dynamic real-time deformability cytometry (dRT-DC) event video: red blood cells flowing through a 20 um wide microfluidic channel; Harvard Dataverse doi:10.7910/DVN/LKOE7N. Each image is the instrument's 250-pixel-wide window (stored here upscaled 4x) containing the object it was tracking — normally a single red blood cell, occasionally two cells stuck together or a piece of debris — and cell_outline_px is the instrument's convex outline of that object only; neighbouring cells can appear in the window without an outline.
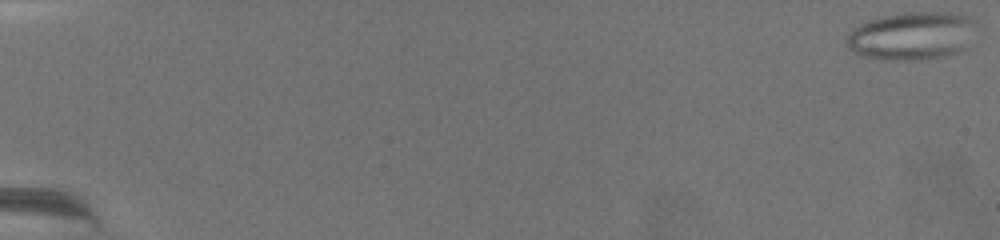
{"species": "common noctule bat (a hibernating species)", "species_latin": "Nyctalus noctula", "temperature_condition": "warm", "stored_images_in_passage": 74, "camera_frame_rate_fps": 3000, "um_per_image_px": 0.085, "animal": {"sex": "female", "body_mass_g": 19.5, "forearm_length_mm": 54.1}, "frame": {"image": 1, "passage_image": 1, "time_ms": 0.0, "image_size_px": [1000, 240], "cell_outline_px": [[976, 20], [964, 48], [960, 52], [944, 56], [908, 60], [892, 60], [860, 56], [848, 48], [848, 32], [860, 24], [868, 20], [884, 16], [904, 12], [948, 12], [968, 16]], "centroid_in_image_um": [77.47, 3.04], "position_along_channel_um": 7.5, "area_um2": 35.89}}
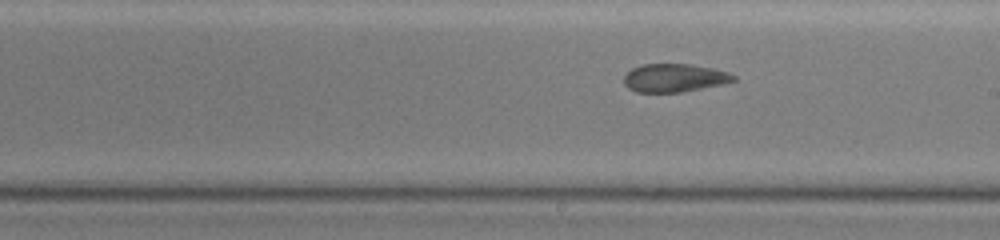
{"frame": {"image": 2, "passage_image": 45, "time_ms": 14.667, "image_size_px": [1000, 240], "cell_outline_px": [[736, 80], [720, 84], [680, 92], [636, 92], [628, 88], [624, 84], [624, 76], [632, 68], [640, 64], [692, 64], [712, 68], [728, 72], [736, 76]], "centroid_in_image_um": [57.29, 6.61], "position_along_channel_um": 231.7, "area_um2": 17.92}}
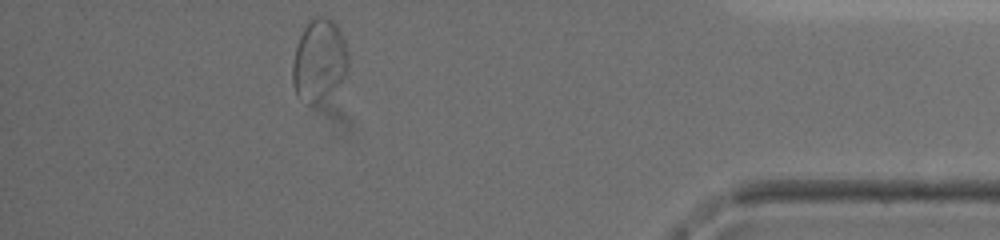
{"frame": {"image": 3, "passage_image": 67, "time_ms": 22.0, "image_size_px": [1000, 240], "cell_outline_px": [[348, 64], [344, 76], [316, 104], [308, 104], [296, 96], [292, 84], [292, 64], [296, 48], [300, 36], [304, 28], [316, 16], [328, 16], [336, 24], [344, 40], [348, 52]], "centroid_in_image_um": [27.09, 5.1], "position_along_channel_um": 408.1, "area_um2": 26.13}, "authors_computed_cell_mechanics": {"area_um2": 25.9233, "velocity_mm_per_s": 2.9333, "shape_relaxation_time_tau1_ms": null, "shape_relaxation_time_tau2_ms": 2.0317, "deformation_change_tau1": null, "deformation_change_tau2": 0.0782}}